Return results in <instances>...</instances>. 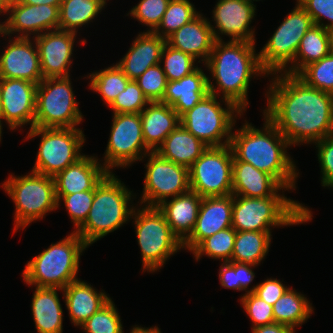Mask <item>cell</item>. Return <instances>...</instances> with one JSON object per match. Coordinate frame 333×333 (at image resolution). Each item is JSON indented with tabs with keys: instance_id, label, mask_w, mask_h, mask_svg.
I'll use <instances>...</instances> for the list:
<instances>
[{
	"instance_id": "6da1fadb",
	"label": "cell",
	"mask_w": 333,
	"mask_h": 333,
	"mask_svg": "<svg viewBox=\"0 0 333 333\" xmlns=\"http://www.w3.org/2000/svg\"><path fill=\"white\" fill-rule=\"evenodd\" d=\"M271 74L263 116L290 145L315 143L333 134V94L312 88L297 75ZM300 143V144H299Z\"/></svg>"
},
{
	"instance_id": "7a4b0ae2",
	"label": "cell",
	"mask_w": 333,
	"mask_h": 333,
	"mask_svg": "<svg viewBox=\"0 0 333 333\" xmlns=\"http://www.w3.org/2000/svg\"><path fill=\"white\" fill-rule=\"evenodd\" d=\"M204 66L216 83L215 86L208 77L209 93L218 97L222 92L223 103L229 100L243 112L249 104L248 89L252 76H269L260 65L255 43L246 41H215Z\"/></svg>"
},
{
	"instance_id": "3957f363",
	"label": "cell",
	"mask_w": 333,
	"mask_h": 333,
	"mask_svg": "<svg viewBox=\"0 0 333 333\" xmlns=\"http://www.w3.org/2000/svg\"><path fill=\"white\" fill-rule=\"evenodd\" d=\"M264 120L263 129L255 128L245 120L241 128L232 132L229 145L233 161L249 163L272 175L283 187L295 190L299 172L287 154L286 148L291 145L266 116Z\"/></svg>"
},
{
	"instance_id": "277c9868",
	"label": "cell",
	"mask_w": 333,
	"mask_h": 333,
	"mask_svg": "<svg viewBox=\"0 0 333 333\" xmlns=\"http://www.w3.org/2000/svg\"><path fill=\"white\" fill-rule=\"evenodd\" d=\"M312 212L299 201L278 191L270 197L250 198L233 195L232 227L236 231L271 232V227L307 223Z\"/></svg>"
},
{
	"instance_id": "5b68a950",
	"label": "cell",
	"mask_w": 333,
	"mask_h": 333,
	"mask_svg": "<svg viewBox=\"0 0 333 333\" xmlns=\"http://www.w3.org/2000/svg\"><path fill=\"white\" fill-rule=\"evenodd\" d=\"M116 177L109 172L96 186L88 216L74 230L88 246L130 221L136 208L130 206L131 198L134 197L132 191Z\"/></svg>"
},
{
	"instance_id": "8992f818",
	"label": "cell",
	"mask_w": 333,
	"mask_h": 333,
	"mask_svg": "<svg viewBox=\"0 0 333 333\" xmlns=\"http://www.w3.org/2000/svg\"><path fill=\"white\" fill-rule=\"evenodd\" d=\"M87 247L82 238L72 231L26 263L22 272L23 281L29 286L64 289L78 280L80 255Z\"/></svg>"
},
{
	"instance_id": "52a82bcc",
	"label": "cell",
	"mask_w": 333,
	"mask_h": 333,
	"mask_svg": "<svg viewBox=\"0 0 333 333\" xmlns=\"http://www.w3.org/2000/svg\"><path fill=\"white\" fill-rule=\"evenodd\" d=\"M2 187L15 204L14 232L58 208L54 177L34 171L25 176L11 174Z\"/></svg>"
},
{
	"instance_id": "ba28073f",
	"label": "cell",
	"mask_w": 333,
	"mask_h": 333,
	"mask_svg": "<svg viewBox=\"0 0 333 333\" xmlns=\"http://www.w3.org/2000/svg\"><path fill=\"white\" fill-rule=\"evenodd\" d=\"M137 242L144 272H156L171 255L183 249L181 240L172 232L164 214L157 207L134 208Z\"/></svg>"
},
{
	"instance_id": "9c48e42d",
	"label": "cell",
	"mask_w": 333,
	"mask_h": 333,
	"mask_svg": "<svg viewBox=\"0 0 333 333\" xmlns=\"http://www.w3.org/2000/svg\"><path fill=\"white\" fill-rule=\"evenodd\" d=\"M224 105L226 108L208 93L180 117V124L208 147L229 145L237 116L242 117L243 111L229 100Z\"/></svg>"
},
{
	"instance_id": "30bf717a",
	"label": "cell",
	"mask_w": 333,
	"mask_h": 333,
	"mask_svg": "<svg viewBox=\"0 0 333 333\" xmlns=\"http://www.w3.org/2000/svg\"><path fill=\"white\" fill-rule=\"evenodd\" d=\"M36 136H41V141L31 171L55 177L84 156L80 152L86 139L82 129L78 127H33L29 129L26 140Z\"/></svg>"
},
{
	"instance_id": "8fae6325",
	"label": "cell",
	"mask_w": 333,
	"mask_h": 333,
	"mask_svg": "<svg viewBox=\"0 0 333 333\" xmlns=\"http://www.w3.org/2000/svg\"><path fill=\"white\" fill-rule=\"evenodd\" d=\"M69 77L42 79L36 91L34 127L76 128L83 115Z\"/></svg>"
},
{
	"instance_id": "7c38bea8",
	"label": "cell",
	"mask_w": 333,
	"mask_h": 333,
	"mask_svg": "<svg viewBox=\"0 0 333 333\" xmlns=\"http://www.w3.org/2000/svg\"><path fill=\"white\" fill-rule=\"evenodd\" d=\"M314 25L311 16L296 3L259 53L261 67L269 74L282 72L294 60L300 41Z\"/></svg>"
},
{
	"instance_id": "4fadbf2b",
	"label": "cell",
	"mask_w": 333,
	"mask_h": 333,
	"mask_svg": "<svg viewBox=\"0 0 333 333\" xmlns=\"http://www.w3.org/2000/svg\"><path fill=\"white\" fill-rule=\"evenodd\" d=\"M232 166L230 145L207 147L189 168L190 190L202 198L232 194Z\"/></svg>"
},
{
	"instance_id": "5bb4252c",
	"label": "cell",
	"mask_w": 333,
	"mask_h": 333,
	"mask_svg": "<svg viewBox=\"0 0 333 333\" xmlns=\"http://www.w3.org/2000/svg\"><path fill=\"white\" fill-rule=\"evenodd\" d=\"M110 138L105 151L104 167L112 172L114 167L126 168L145 158L151 152L145 145L140 113L113 114Z\"/></svg>"
},
{
	"instance_id": "9a60e30c",
	"label": "cell",
	"mask_w": 333,
	"mask_h": 333,
	"mask_svg": "<svg viewBox=\"0 0 333 333\" xmlns=\"http://www.w3.org/2000/svg\"><path fill=\"white\" fill-rule=\"evenodd\" d=\"M147 156L140 206L144 203L147 207H157L164 200L190 190L188 168L162 158L157 152H149Z\"/></svg>"
},
{
	"instance_id": "2e32d148",
	"label": "cell",
	"mask_w": 333,
	"mask_h": 333,
	"mask_svg": "<svg viewBox=\"0 0 333 333\" xmlns=\"http://www.w3.org/2000/svg\"><path fill=\"white\" fill-rule=\"evenodd\" d=\"M59 8L60 6L29 5L11 0L6 11V15L9 16L4 22H0L2 36L11 37L17 33V38H30L31 34L35 37L47 31L57 30Z\"/></svg>"
},
{
	"instance_id": "e0dca14e",
	"label": "cell",
	"mask_w": 333,
	"mask_h": 333,
	"mask_svg": "<svg viewBox=\"0 0 333 333\" xmlns=\"http://www.w3.org/2000/svg\"><path fill=\"white\" fill-rule=\"evenodd\" d=\"M37 86L24 79L0 78L1 130L3 120L11 130L25 124H30V129L34 127Z\"/></svg>"
},
{
	"instance_id": "ac0fdd59",
	"label": "cell",
	"mask_w": 333,
	"mask_h": 333,
	"mask_svg": "<svg viewBox=\"0 0 333 333\" xmlns=\"http://www.w3.org/2000/svg\"><path fill=\"white\" fill-rule=\"evenodd\" d=\"M255 11L256 5L244 0H218L212 10L215 26L211 24V28L215 40L223 41L220 35H226L230 41L255 43V31L249 27Z\"/></svg>"
},
{
	"instance_id": "d6986e66",
	"label": "cell",
	"mask_w": 333,
	"mask_h": 333,
	"mask_svg": "<svg viewBox=\"0 0 333 333\" xmlns=\"http://www.w3.org/2000/svg\"><path fill=\"white\" fill-rule=\"evenodd\" d=\"M76 36V33L57 29L32 38L37 45L43 79L70 76Z\"/></svg>"
},
{
	"instance_id": "ffe728a7",
	"label": "cell",
	"mask_w": 333,
	"mask_h": 333,
	"mask_svg": "<svg viewBox=\"0 0 333 333\" xmlns=\"http://www.w3.org/2000/svg\"><path fill=\"white\" fill-rule=\"evenodd\" d=\"M13 38H8L9 45L0 54V78L24 79L39 84L43 76L35 41Z\"/></svg>"
},
{
	"instance_id": "44dd1931",
	"label": "cell",
	"mask_w": 333,
	"mask_h": 333,
	"mask_svg": "<svg viewBox=\"0 0 333 333\" xmlns=\"http://www.w3.org/2000/svg\"><path fill=\"white\" fill-rule=\"evenodd\" d=\"M233 194L202 198L197 221L191 234L182 242L193 251L204 239L232 227Z\"/></svg>"
},
{
	"instance_id": "7402d4cb",
	"label": "cell",
	"mask_w": 333,
	"mask_h": 333,
	"mask_svg": "<svg viewBox=\"0 0 333 333\" xmlns=\"http://www.w3.org/2000/svg\"><path fill=\"white\" fill-rule=\"evenodd\" d=\"M98 157L84 155L69 165L55 177L56 195H70L82 191L95 190L109 171Z\"/></svg>"
},
{
	"instance_id": "603a6c76",
	"label": "cell",
	"mask_w": 333,
	"mask_h": 333,
	"mask_svg": "<svg viewBox=\"0 0 333 333\" xmlns=\"http://www.w3.org/2000/svg\"><path fill=\"white\" fill-rule=\"evenodd\" d=\"M215 41L211 23L202 13L166 39L171 47L200 59L198 63L207 61Z\"/></svg>"
},
{
	"instance_id": "cb8c5ba5",
	"label": "cell",
	"mask_w": 333,
	"mask_h": 333,
	"mask_svg": "<svg viewBox=\"0 0 333 333\" xmlns=\"http://www.w3.org/2000/svg\"><path fill=\"white\" fill-rule=\"evenodd\" d=\"M166 40L154 32H141L117 66L130 79L135 80L149 67L160 63Z\"/></svg>"
},
{
	"instance_id": "d4e9b609",
	"label": "cell",
	"mask_w": 333,
	"mask_h": 333,
	"mask_svg": "<svg viewBox=\"0 0 333 333\" xmlns=\"http://www.w3.org/2000/svg\"><path fill=\"white\" fill-rule=\"evenodd\" d=\"M208 93V76L198 67L180 80L169 81L161 102L171 106L181 117Z\"/></svg>"
},
{
	"instance_id": "484cf974",
	"label": "cell",
	"mask_w": 333,
	"mask_h": 333,
	"mask_svg": "<svg viewBox=\"0 0 333 333\" xmlns=\"http://www.w3.org/2000/svg\"><path fill=\"white\" fill-rule=\"evenodd\" d=\"M288 190L272 175L260 171L243 161H233L232 194L250 198L273 196L277 191Z\"/></svg>"
},
{
	"instance_id": "4316f807",
	"label": "cell",
	"mask_w": 333,
	"mask_h": 333,
	"mask_svg": "<svg viewBox=\"0 0 333 333\" xmlns=\"http://www.w3.org/2000/svg\"><path fill=\"white\" fill-rule=\"evenodd\" d=\"M62 291L70 321L77 327L111 299L103 290L98 292L80 279L69 283Z\"/></svg>"
},
{
	"instance_id": "83f0119b",
	"label": "cell",
	"mask_w": 333,
	"mask_h": 333,
	"mask_svg": "<svg viewBox=\"0 0 333 333\" xmlns=\"http://www.w3.org/2000/svg\"><path fill=\"white\" fill-rule=\"evenodd\" d=\"M143 139L151 152L163 144L165 138L180 124L178 113L162 102H150L141 112Z\"/></svg>"
},
{
	"instance_id": "f1b7e54d",
	"label": "cell",
	"mask_w": 333,
	"mask_h": 333,
	"mask_svg": "<svg viewBox=\"0 0 333 333\" xmlns=\"http://www.w3.org/2000/svg\"><path fill=\"white\" fill-rule=\"evenodd\" d=\"M202 197L189 190L166 199L157 208L164 214L172 232L183 242L192 232L197 221Z\"/></svg>"
},
{
	"instance_id": "f546056e",
	"label": "cell",
	"mask_w": 333,
	"mask_h": 333,
	"mask_svg": "<svg viewBox=\"0 0 333 333\" xmlns=\"http://www.w3.org/2000/svg\"><path fill=\"white\" fill-rule=\"evenodd\" d=\"M57 290L61 288L36 287L31 310L37 333H62L63 310Z\"/></svg>"
},
{
	"instance_id": "4dcf8cb0",
	"label": "cell",
	"mask_w": 333,
	"mask_h": 333,
	"mask_svg": "<svg viewBox=\"0 0 333 333\" xmlns=\"http://www.w3.org/2000/svg\"><path fill=\"white\" fill-rule=\"evenodd\" d=\"M208 146L179 124L156 152L164 159L190 168Z\"/></svg>"
},
{
	"instance_id": "1f68e13d",
	"label": "cell",
	"mask_w": 333,
	"mask_h": 333,
	"mask_svg": "<svg viewBox=\"0 0 333 333\" xmlns=\"http://www.w3.org/2000/svg\"><path fill=\"white\" fill-rule=\"evenodd\" d=\"M331 52V37L328 29L313 25L300 41L294 60L282 72L297 75L308 64L321 60Z\"/></svg>"
},
{
	"instance_id": "d6a6232c",
	"label": "cell",
	"mask_w": 333,
	"mask_h": 333,
	"mask_svg": "<svg viewBox=\"0 0 333 333\" xmlns=\"http://www.w3.org/2000/svg\"><path fill=\"white\" fill-rule=\"evenodd\" d=\"M311 305L307 297L289 287L272 306L274 322L295 331L314 313Z\"/></svg>"
},
{
	"instance_id": "836d02e7",
	"label": "cell",
	"mask_w": 333,
	"mask_h": 333,
	"mask_svg": "<svg viewBox=\"0 0 333 333\" xmlns=\"http://www.w3.org/2000/svg\"><path fill=\"white\" fill-rule=\"evenodd\" d=\"M271 232L237 231L231 261L258 266L269 252Z\"/></svg>"
},
{
	"instance_id": "e575fe53",
	"label": "cell",
	"mask_w": 333,
	"mask_h": 333,
	"mask_svg": "<svg viewBox=\"0 0 333 333\" xmlns=\"http://www.w3.org/2000/svg\"><path fill=\"white\" fill-rule=\"evenodd\" d=\"M106 4L104 0H62L58 29L77 34V29L92 22Z\"/></svg>"
},
{
	"instance_id": "d590c367",
	"label": "cell",
	"mask_w": 333,
	"mask_h": 333,
	"mask_svg": "<svg viewBox=\"0 0 333 333\" xmlns=\"http://www.w3.org/2000/svg\"><path fill=\"white\" fill-rule=\"evenodd\" d=\"M87 78L91 79L90 90L101 94L102 100L108 106L114 102L119 93L126 89L130 81L116 63L103 70L89 73Z\"/></svg>"
},
{
	"instance_id": "8d00e7d4",
	"label": "cell",
	"mask_w": 333,
	"mask_h": 333,
	"mask_svg": "<svg viewBox=\"0 0 333 333\" xmlns=\"http://www.w3.org/2000/svg\"><path fill=\"white\" fill-rule=\"evenodd\" d=\"M194 7L190 0H170L162 21L154 33L166 40L200 14Z\"/></svg>"
},
{
	"instance_id": "74e56055",
	"label": "cell",
	"mask_w": 333,
	"mask_h": 333,
	"mask_svg": "<svg viewBox=\"0 0 333 333\" xmlns=\"http://www.w3.org/2000/svg\"><path fill=\"white\" fill-rule=\"evenodd\" d=\"M236 230L233 227L218 231L204 239L192 252L196 261L203 255L209 258L230 262L234 248Z\"/></svg>"
},
{
	"instance_id": "f35d334b",
	"label": "cell",
	"mask_w": 333,
	"mask_h": 333,
	"mask_svg": "<svg viewBox=\"0 0 333 333\" xmlns=\"http://www.w3.org/2000/svg\"><path fill=\"white\" fill-rule=\"evenodd\" d=\"M195 61L197 60L190 54L175 49L166 43L160 63L164 65L162 68L169 82L180 80L194 72L198 68V65L195 66Z\"/></svg>"
},
{
	"instance_id": "ab89813d",
	"label": "cell",
	"mask_w": 333,
	"mask_h": 333,
	"mask_svg": "<svg viewBox=\"0 0 333 333\" xmlns=\"http://www.w3.org/2000/svg\"><path fill=\"white\" fill-rule=\"evenodd\" d=\"M297 76L312 88L333 94V53L308 64Z\"/></svg>"
},
{
	"instance_id": "60d3db41",
	"label": "cell",
	"mask_w": 333,
	"mask_h": 333,
	"mask_svg": "<svg viewBox=\"0 0 333 333\" xmlns=\"http://www.w3.org/2000/svg\"><path fill=\"white\" fill-rule=\"evenodd\" d=\"M122 319L110 299L80 327L86 333H124Z\"/></svg>"
},
{
	"instance_id": "b9f144b4",
	"label": "cell",
	"mask_w": 333,
	"mask_h": 333,
	"mask_svg": "<svg viewBox=\"0 0 333 333\" xmlns=\"http://www.w3.org/2000/svg\"><path fill=\"white\" fill-rule=\"evenodd\" d=\"M254 266L237 262H224L219 269V280L225 289H234L249 293V284L254 280Z\"/></svg>"
},
{
	"instance_id": "7bdbcfd3",
	"label": "cell",
	"mask_w": 333,
	"mask_h": 333,
	"mask_svg": "<svg viewBox=\"0 0 333 333\" xmlns=\"http://www.w3.org/2000/svg\"><path fill=\"white\" fill-rule=\"evenodd\" d=\"M135 81L138 83L145 97L149 102H161L168 80L163 71L161 63L149 67Z\"/></svg>"
},
{
	"instance_id": "ee69618b",
	"label": "cell",
	"mask_w": 333,
	"mask_h": 333,
	"mask_svg": "<svg viewBox=\"0 0 333 333\" xmlns=\"http://www.w3.org/2000/svg\"><path fill=\"white\" fill-rule=\"evenodd\" d=\"M149 103L138 83L130 80L126 89L119 93L109 107L113 110V114L140 113Z\"/></svg>"
},
{
	"instance_id": "f6af8a7d",
	"label": "cell",
	"mask_w": 333,
	"mask_h": 333,
	"mask_svg": "<svg viewBox=\"0 0 333 333\" xmlns=\"http://www.w3.org/2000/svg\"><path fill=\"white\" fill-rule=\"evenodd\" d=\"M58 207L61 199L77 230L86 220L94 198V190L77 192L70 195H56Z\"/></svg>"
},
{
	"instance_id": "bcb514c9",
	"label": "cell",
	"mask_w": 333,
	"mask_h": 333,
	"mask_svg": "<svg viewBox=\"0 0 333 333\" xmlns=\"http://www.w3.org/2000/svg\"><path fill=\"white\" fill-rule=\"evenodd\" d=\"M170 0H140L127 15L141 24L150 27L146 32H154L160 25Z\"/></svg>"
},
{
	"instance_id": "7dc6e473",
	"label": "cell",
	"mask_w": 333,
	"mask_h": 333,
	"mask_svg": "<svg viewBox=\"0 0 333 333\" xmlns=\"http://www.w3.org/2000/svg\"><path fill=\"white\" fill-rule=\"evenodd\" d=\"M240 303L252 321V328L274 323L272 305L256 296L253 292L243 294Z\"/></svg>"
},
{
	"instance_id": "c3c4849f",
	"label": "cell",
	"mask_w": 333,
	"mask_h": 333,
	"mask_svg": "<svg viewBox=\"0 0 333 333\" xmlns=\"http://www.w3.org/2000/svg\"><path fill=\"white\" fill-rule=\"evenodd\" d=\"M318 149V161L322 173L321 183L333 189V134L314 143Z\"/></svg>"
},
{
	"instance_id": "681fc988",
	"label": "cell",
	"mask_w": 333,
	"mask_h": 333,
	"mask_svg": "<svg viewBox=\"0 0 333 333\" xmlns=\"http://www.w3.org/2000/svg\"><path fill=\"white\" fill-rule=\"evenodd\" d=\"M311 16L314 25L325 29H333V0H296ZM323 18L328 19V23H323Z\"/></svg>"
},
{
	"instance_id": "f907efd6",
	"label": "cell",
	"mask_w": 333,
	"mask_h": 333,
	"mask_svg": "<svg viewBox=\"0 0 333 333\" xmlns=\"http://www.w3.org/2000/svg\"><path fill=\"white\" fill-rule=\"evenodd\" d=\"M288 288L289 287L285 286L282 281L276 278H267L264 282L249 289V293L253 292L256 296L273 306Z\"/></svg>"
},
{
	"instance_id": "816d5d0a",
	"label": "cell",
	"mask_w": 333,
	"mask_h": 333,
	"mask_svg": "<svg viewBox=\"0 0 333 333\" xmlns=\"http://www.w3.org/2000/svg\"><path fill=\"white\" fill-rule=\"evenodd\" d=\"M252 333H295L289 326L278 324L276 322L252 328Z\"/></svg>"
},
{
	"instance_id": "f5cc1de1",
	"label": "cell",
	"mask_w": 333,
	"mask_h": 333,
	"mask_svg": "<svg viewBox=\"0 0 333 333\" xmlns=\"http://www.w3.org/2000/svg\"><path fill=\"white\" fill-rule=\"evenodd\" d=\"M20 3L29 4V5H51V6H60L62 0H18Z\"/></svg>"
},
{
	"instance_id": "db71d44e",
	"label": "cell",
	"mask_w": 333,
	"mask_h": 333,
	"mask_svg": "<svg viewBox=\"0 0 333 333\" xmlns=\"http://www.w3.org/2000/svg\"><path fill=\"white\" fill-rule=\"evenodd\" d=\"M130 333H161L160 329L157 326L151 328H143L142 326L135 325Z\"/></svg>"
},
{
	"instance_id": "11a10c76",
	"label": "cell",
	"mask_w": 333,
	"mask_h": 333,
	"mask_svg": "<svg viewBox=\"0 0 333 333\" xmlns=\"http://www.w3.org/2000/svg\"><path fill=\"white\" fill-rule=\"evenodd\" d=\"M10 2H11V0H0V15L2 13H4V15H5Z\"/></svg>"
},
{
	"instance_id": "9f6ffc18",
	"label": "cell",
	"mask_w": 333,
	"mask_h": 333,
	"mask_svg": "<svg viewBox=\"0 0 333 333\" xmlns=\"http://www.w3.org/2000/svg\"><path fill=\"white\" fill-rule=\"evenodd\" d=\"M331 37V52L333 53V29L329 30Z\"/></svg>"
},
{
	"instance_id": "6f0895ef",
	"label": "cell",
	"mask_w": 333,
	"mask_h": 333,
	"mask_svg": "<svg viewBox=\"0 0 333 333\" xmlns=\"http://www.w3.org/2000/svg\"><path fill=\"white\" fill-rule=\"evenodd\" d=\"M244 1L254 4L253 1H260V0H244Z\"/></svg>"
},
{
	"instance_id": "680465c9",
	"label": "cell",
	"mask_w": 333,
	"mask_h": 333,
	"mask_svg": "<svg viewBox=\"0 0 333 333\" xmlns=\"http://www.w3.org/2000/svg\"><path fill=\"white\" fill-rule=\"evenodd\" d=\"M2 130L0 129V142H1Z\"/></svg>"
}]
</instances>
